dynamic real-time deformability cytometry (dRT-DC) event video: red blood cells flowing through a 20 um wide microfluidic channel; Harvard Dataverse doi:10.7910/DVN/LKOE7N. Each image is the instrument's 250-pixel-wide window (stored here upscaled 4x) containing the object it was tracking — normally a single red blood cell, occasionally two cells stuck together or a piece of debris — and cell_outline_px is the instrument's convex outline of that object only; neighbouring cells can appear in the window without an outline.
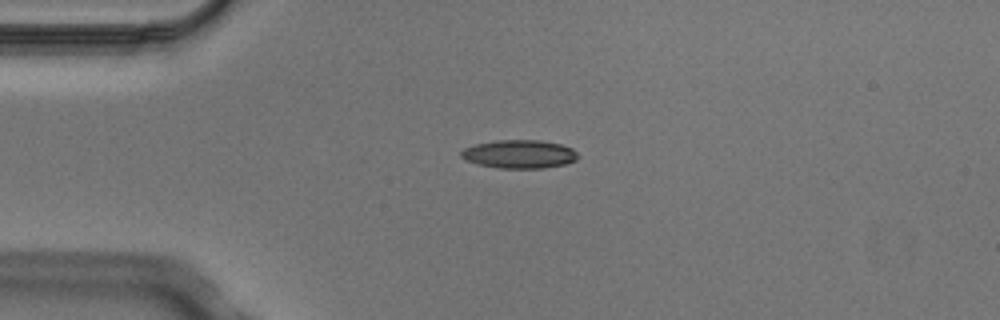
{"species": "Egyptian fruit bat (a non-hibernating species)", "species_latin": "Rousettus aegyptiacus", "temperature_condition": "cold", "stored_images_in_passage": 3, "camera_frame_rate_fps": 3000, "um_per_image_px": 0.085, "animal": {"sex": "male"}, "frame": {"image": 1, "passage_image": 3, "time_ms": 0.667, "image_size_px": [1000, 320], "cell_outline_px": [[580, 156], [576, 160], [564, 164], [544, 168], [500, 168], [480, 164], [464, 160], [460, 156], [460, 152], [464, 148], [476, 144], [496, 140], [540, 140], [560, 144], [572, 148]], "centroid_in_image_um": [44.14, 13.09], "position_along_channel_um": 40.9, "area_um2": 19.31}}